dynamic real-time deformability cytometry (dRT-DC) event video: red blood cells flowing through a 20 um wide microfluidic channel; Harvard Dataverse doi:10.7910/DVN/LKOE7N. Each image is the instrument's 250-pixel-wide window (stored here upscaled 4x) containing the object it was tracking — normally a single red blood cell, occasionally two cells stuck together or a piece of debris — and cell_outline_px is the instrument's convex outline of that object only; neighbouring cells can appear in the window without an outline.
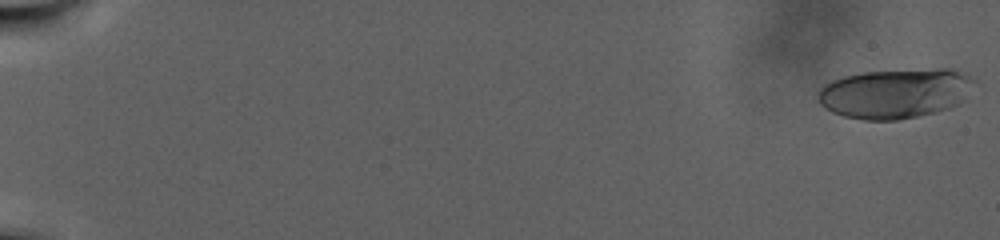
{"species": "human", "species_latin": "Homo sapiens", "temperature_condition": "warm", "stored_images_in_passage": 91, "camera_frame_rate_fps": 3000, "um_per_image_px": 0.085, "donor": {"sex": "male"}, "frame": {"image": 1, "passage_image": 1, "time_ms": 0.0, "image_size_px": [1000, 240], "cell_outline_px": [[976, 80], [964, 100], [960, 104], [952, 108], [936, 112], [896, 120], [864, 120], [844, 116], [832, 112], [820, 104], [816, 92], [824, 84], [832, 80], [844, 76], [864, 72], [936, 68], [956, 68]], "centroid_in_image_um": [76.12, 7.92], "position_along_channel_um": 8.9, "area_um2": 45.78}}
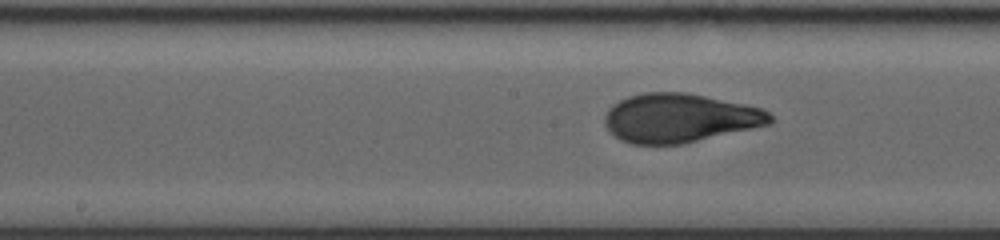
{"frame": {"image": 2, "passage_image": 57, "time_ms": 18.667, "image_size_px": [1000, 240], "cell_outline_px": [[776, 120], [772, 124], [684, 144], [632, 144], [620, 140], [608, 132], [604, 124], [604, 116], [608, 108], [612, 104], [628, 96], [644, 92], [684, 92], [764, 108]], "centroid_in_image_um": [57.76, 10.04], "position_along_channel_um": 190.4, "area_um2": 47.63}}
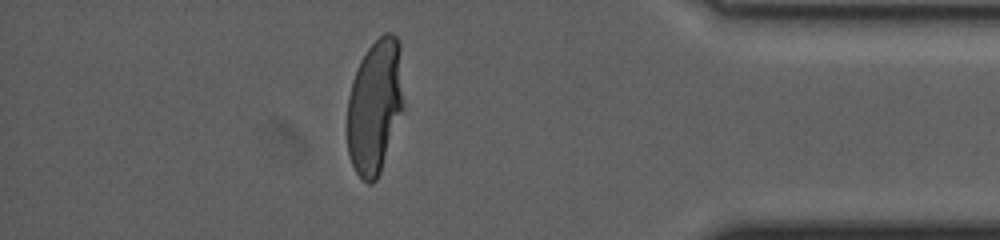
{"frame": {"image": 3, "passage_image": 91, "time_ms": 30.0, "image_size_px": [1000, 240], "cell_outline_px": [[404, 108], [380, 172], [376, 180], [372, 184], [368, 184], [356, 172], [352, 164], [348, 152], [348, 96], [352, 80], [360, 60], [368, 48], [384, 32], [392, 32], [396, 36], [400, 44], [404, 104]], "centroid_in_image_um": [31.88, 9.01], "position_along_channel_um": 403.3, "area_um2": 44.33}}